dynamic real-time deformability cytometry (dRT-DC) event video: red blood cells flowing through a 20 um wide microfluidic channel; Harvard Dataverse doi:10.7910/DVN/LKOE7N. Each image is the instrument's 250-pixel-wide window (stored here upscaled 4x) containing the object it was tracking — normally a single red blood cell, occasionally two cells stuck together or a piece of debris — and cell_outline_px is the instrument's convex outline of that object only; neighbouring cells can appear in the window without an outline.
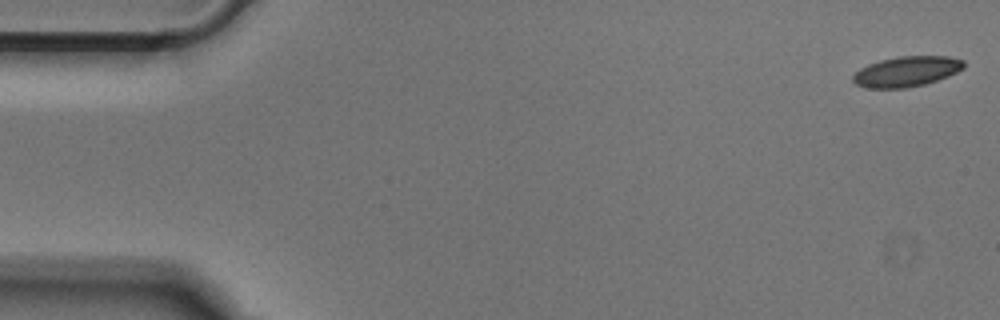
{"species": "Egyptian fruit bat (a non-hibernating species)", "species_latin": "Rousettus aegyptiacus", "temperature_condition": "cold", "stored_images_in_passage": 51, "camera_frame_rate_fps": 3000, "um_per_image_px": 0.085, "animal": {"sex": "male"}, "frame": {"image": 1, "passage_image": 1, "time_ms": 0.0, "image_size_px": [1000, 320], "cell_outline_px": [[964, 68], [948, 76], [924, 84], [904, 88], [864, 88], [856, 84], [852, 80], [852, 76], [860, 68], [868, 64], [880, 60], [900, 56], [948, 56], [964, 60]], "centroid_in_image_um": [77.04, 6.07], "position_along_channel_um": 8.0, "area_um2": 19.54}}
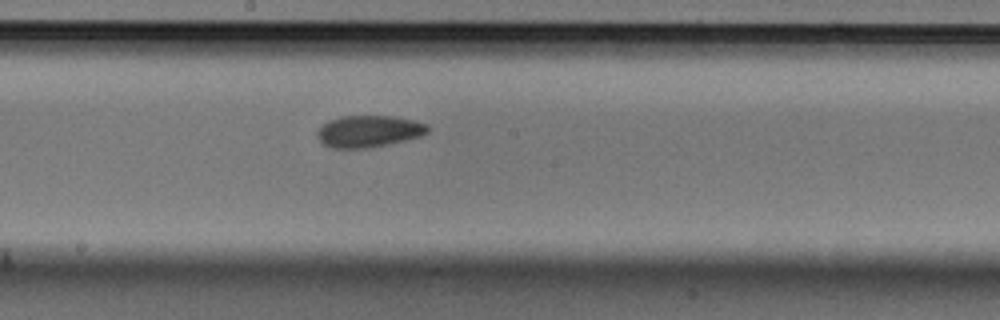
{"frame": {"image": 2, "passage_image": 27, "time_ms": 8.667, "image_size_px": [1000, 320], "cell_outline_px": [[428, 132], [420, 136], [404, 140], [368, 148], [332, 148], [324, 144], [320, 140], [316, 132], [328, 120], [340, 116], [392, 116], [416, 120], [428, 124]], "centroid_in_image_um": [31.35, 11.15], "position_along_channel_um": 216.9, "area_um2": 20.35}}
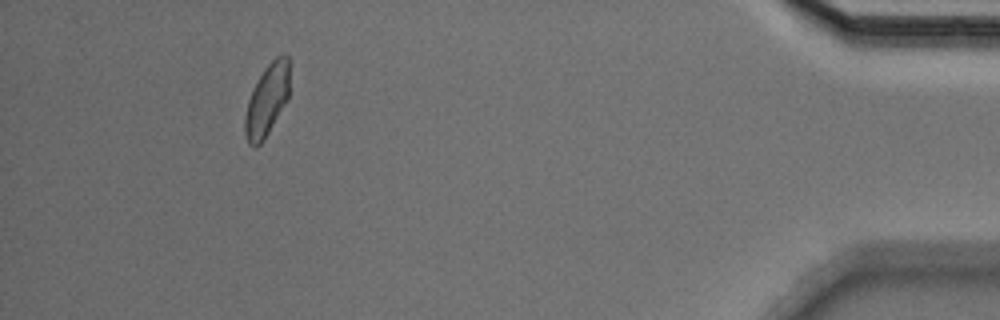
{"frame": {"image": 3, "passage_image": 47, "time_ms": 15.333, "image_size_px": [1000, 320], "cell_outline_px": [[288, 100], [264, 140], [256, 148], [252, 148], [248, 144], [244, 132], [244, 120], [248, 100], [264, 68], [276, 56], [288, 56]], "centroid_in_image_um": [22.67, 8.59], "position_along_channel_um": 412.5, "area_um2": 18.5}}